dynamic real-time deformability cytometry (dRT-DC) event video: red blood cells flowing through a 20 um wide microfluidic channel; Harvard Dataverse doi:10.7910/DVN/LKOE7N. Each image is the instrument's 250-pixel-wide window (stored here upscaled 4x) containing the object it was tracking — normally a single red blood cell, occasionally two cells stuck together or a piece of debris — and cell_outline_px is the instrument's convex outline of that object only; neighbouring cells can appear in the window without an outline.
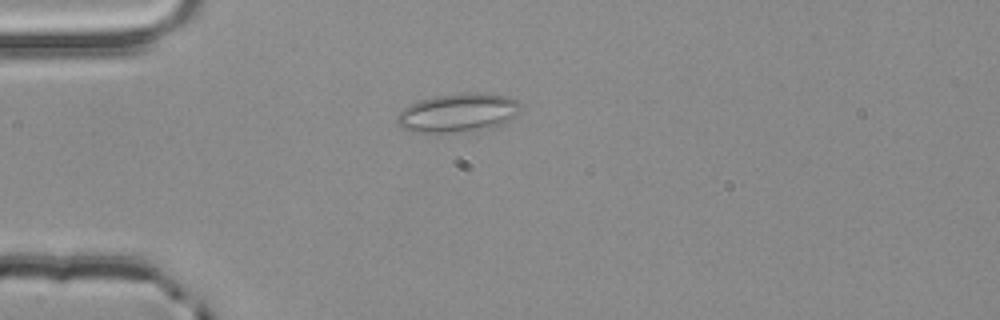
{"species": "common noctule bat (a hibernating species)", "species_latin": "Nyctalus noctula", "temperature_condition": "room temperature", "stored_images_in_passage": 44, "camera_frame_rate_fps": 3000, "um_per_image_px": 0.085, "animal": {"sex": "male", "body_mass_g": 20.4}, "frame": {"image": 1, "passage_image": 5, "time_ms": 1.333, "image_size_px": [1000, 320], "cell_outline_px": [[520, 112], [508, 120], [500, 124], [476, 132], [412, 132], [400, 128], [396, 124], [396, 116], [404, 108], [420, 100], [436, 96], [464, 92], [476, 92], [508, 96], [520, 100]], "centroid_in_image_um": [38.94, 9.59], "position_along_channel_um": 46.1, "area_um2": 28.21}}
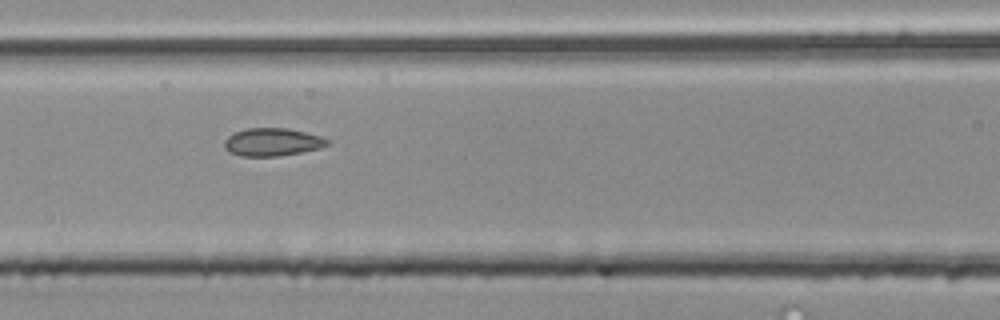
{"frame": {"image": 2, "passage_image": 14, "time_ms": 4.333, "image_size_px": [1000, 320], "cell_outline_px": [[332, 144], [320, 148], [280, 156], [240, 156], [228, 152], [224, 148], [224, 140], [228, 136], [244, 128], [288, 128], [320, 136], [328, 140]], "centroid_in_image_um": [23.13, 12.08], "position_along_channel_um": 143.5, "area_um2": 16.82}}
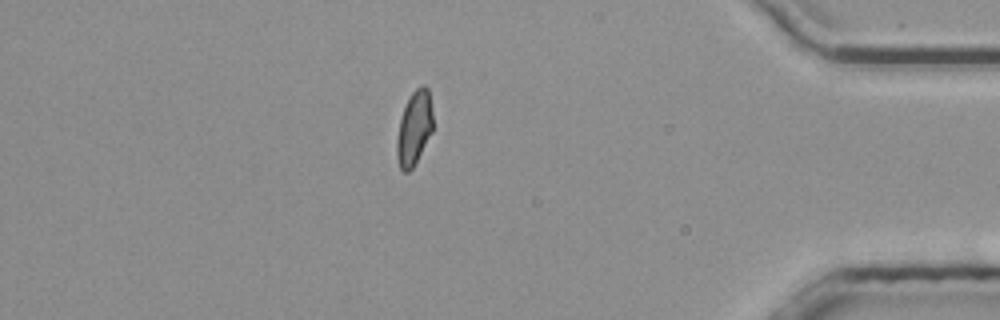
{"frame": {"image": 3, "passage_image": 37, "time_ms": 12.0, "image_size_px": [1000, 320], "cell_outline_px": [[432, 132], [412, 168], [408, 172], [404, 172], [400, 168], [396, 156], [396, 140], [400, 120], [404, 108], [412, 92], [420, 84], [424, 84], [428, 88], [432, 112]], "centroid_in_image_um": [35.2, 10.88], "position_along_channel_um": 400.0, "area_um2": 15.43}, "authors_computed_cell_mechanics": {"area_um2": 16.2129, "velocity_mm_per_s": 3.868, "shape_relaxation_time_tau1_ms": null, "shape_relaxation_time_tau2_ms": 1.3371, "deformation_change_tau1": null, "deformation_change_tau2": 0.0482}}